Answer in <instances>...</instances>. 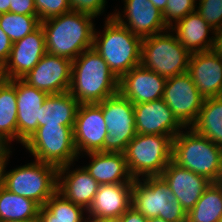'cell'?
Segmentation results:
<instances>
[{"label": "cell", "mask_w": 222, "mask_h": 222, "mask_svg": "<svg viewBox=\"0 0 222 222\" xmlns=\"http://www.w3.org/2000/svg\"><path fill=\"white\" fill-rule=\"evenodd\" d=\"M95 17L70 11L41 21L47 53L73 61L93 47Z\"/></svg>", "instance_id": "cell-1"}, {"label": "cell", "mask_w": 222, "mask_h": 222, "mask_svg": "<svg viewBox=\"0 0 222 222\" xmlns=\"http://www.w3.org/2000/svg\"><path fill=\"white\" fill-rule=\"evenodd\" d=\"M119 80L92 47L72 61L69 92L80 104L100 103L118 93Z\"/></svg>", "instance_id": "cell-2"}, {"label": "cell", "mask_w": 222, "mask_h": 222, "mask_svg": "<svg viewBox=\"0 0 222 222\" xmlns=\"http://www.w3.org/2000/svg\"><path fill=\"white\" fill-rule=\"evenodd\" d=\"M102 31V34L94 31L93 48L119 80L132 68L140 65L142 38L119 24L113 14L106 18Z\"/></svg>", "instance_id": "cell-3"}, {"label": "cell", "mask_w": 222, "mask_h": 222, "mask_svg": "<svg viewBox=\"0 0 222 222\" xmlns=\"http://www.w3.org/2000/svg\"><path fill=\"white\" fill-rule=\"evenodd\" d=\"M172 140V161L180 167L216 182L222 164V147L196 133L191 127Z\"/></svg>", "instance_id": "cell-4"}, {"label": "cell", "mask_w": 222, "mask_h": 222, "mask_svg": "<svg viewBox=\"0 0 222 222\" xmlns=\"http://www.w3.org/2000/svg\"><path fill=\"white\" fill-rule=\"evenodd\" d=\"M170 29L142 39L140 65L170 78L188 72L191 53Z\"/></svg>", "instance_id": "cell-5"}, {"label": "cell", "mask_w": 222, "mask_h": 222, "mask_svg": "<svg viewBox=\"0 0 222 222\" xmlns=\"http://www.w3.org/2000/svg\"><path fill=\"white\" fill-rule=\"evenodd\" d=\"M173 136L136 134L124 152L131 176H160L172 160Z\"/></svg>", "instance_id": "cell-6"}, {"label": "cell", "mask_w": 222, "mask_h": 222, "mask_svg": "<svg viewBox=\"0 0 222 222\" xmlns=\"http://www.w3.org/2000/svg\"><path fill=\"white\" fill-rule=\"evenodd\" d=\"M58 168L40 161H33L5 173L4 188L31 199L40 207L57 191Z\"/></svg>", "instance_id": "cell-7"}, {"label": "cell", "mask_w": 222, "mask_h": 222, "mask_svg": "<svg viewBox=\"0 0 222 222\" xmlns=\"http://www.w3.org/2000/svg\"><path fill=\"white\" fill-rule=\"evenodd\" d=\"M73 127L64 125H43L23 144L36 161L57 168L78 161L73 139ZM78 157V158H77Z\"/></svg>", "instance_id": "cell-8"}, {"label": "cell", "mask_w": 222, "mask_h": 222, "mask_svg": "<svg viewBox=\"0 0 222 222\" xmlns=\"http://www.w3.org/2000/svg\"><path fill=\"white\" fill-rule=\"evenodd\" d=\"M97 104L102 109L108 131L104 152L124 153L136 135L133 103L118 92Z\"/></svg>", "instance_id": "cell-9"}, {"label": "cell", "mask_w": 222, "mask_h": 222, "mask_svg": "<svg viewBox=\"0 0 222 222\" xmlns=\"http://www.w3.org/2000/svg\"><path fill=\"white\" fill-rule=\"evenodd\" d=\"M163 100L184 128L191 127L200 113L204 97L188 72L167 78Z\"/></svg>", "instance_id": "cell-10"}, {"label": "cell", "mask_w": 222, "mask_h": 222, "mask_svg": "<svg viewBox=\"0 0 222 222\" xmlns=\"http://www.w3.org/2000/svg\"><path fill=\"white\" fill-rule=\"evenodd\" d=\"M107 126L101 107L97 103L79 104L73 127V139L79 156L91 152H104Z\"/></svg>", "instance_id": "cell-11"}, {"label": "cell", "mask_w": 222, "mask_h": 222, "mask_svg": "<svg viewBox=\"0 0 222 222\" xmlns=\"http://www.w3.org/2000/svg\"><path fill=\"white\" fill-rule=\"evenodd\" d=\"M46 53L45 34L40 25L13 43L9 58L0 69L1 77L6 80L24 78Z\"/></svg>", "instance_id": "cell-12"}, {"label": "cell", "mask_w": 222, "mask_h": 222, "mask_svg": "<svg viewBox=\"0 0 222 222\" xmlns=\"http://www.w3.org/2000/svg\"><path fill=\"white\" fill-rule=\"evenodd\" d=\"M174 201H177L176 196L161 176L133 180L132 207L146 218L166 220L167 203Z\"/></svg>", "instance_id": "cell-13"}, {"label": "cell", "mask_w": 222, "mask_h": 222, "mask_svg": "<svg viewBox=\"0 0 222 222\" xmlns=\"http://www.w3.org/2000/svg\"><path fill=\"white\" fill-rule=\"evenodd\" d=\"M71 73L70 59L46 53L22 79L30 86L48 94H59L69 91Z\"/></svg>", "instance_id": "cell-14"}, {"label": "cell", "mask_w": 222, "mask_h": 222, "mask_svg": "<svg viewBox=\"0 0 222 222\" xmlns=\"http://www.w3.org/2000/svg\"><path fill=\"white\" fill-rule=\"evenodd\" d=\"M124 14L114 12L113 18L140 38L163 33L170 28L163 13L150 0H124ZM125 17V20L122 18Z\"/></svg>", "instance_id": "cell-15"}, {"label": "cell", "mask_w": 222, "mask_h": 222, "mask_svg": "<svg viewBox=\"0 0 222 222\" xmlns=\"http://www.w3.org/2000/svg\"><path fill=\"white\" fill-rule=\"evenodd\" d=\"M136 134L166 135L175 137L185 129L175 118L163 98L133 104Z\"/></svg>", "instance_id": "cell-16"}, {"label": "cell", "mask_w": 222, "mask_h": 222, "mask_svg": "<svg viewBox=\"0 0 222 222\" xmlns=\"http://www.w3.org/2000/svg\"><path fill=\"white\" fill-rule=\"evenodd\" d=\"M167 78L141 65L119 79L118 92L133 104L163 98Z\"/></svg>", "instance_id": "cell-17"}, {"label": "cell", "mask_w": 222, "mask_h": 222, "mask_svg": "<svg viewBox=\"0 0 222 222\" xmlns=\"http://www.w3.org/2000/svg\"><path fill=\"white\" fill-rule=\"evenodd\" d=\"M49 94L16 79L17 141L22 146L40 127V108Z\"/></svg>", "instance_id": "cell-18"}, {"label": "cell", "mask_w": 222, "mask_h": 222, "mask_svg": "<svg viewBox=\"0 0 222 222\" xmlns=\"http://www.w3.org/2000/svg\"><path fill=\"white\" fill-rule=\"evenodd\" d=\"M160 176L168 184L186 213L194 207L205 189L211 184L206 177L180 167L172 160Z\"/></svg>", "instance_id": "cell-19"}, {"label": "cell", "mask_w": 222, "mask_h": 222, "mask_svg": "<svg viewBox=\"0 0 222 222\" xmlns=\"http://www.w3.org/2000/svg\"><path fill=\"white\" fill-rule=\"evenodd\" d=\"M188 73L204 99L222 96V59L213 50L191 53Z\"/></svg>", "instance_id": "cell-20"}, {"label": "cell", "mask_w": 222, "mask_h": 222, "mask_svg": "<svg viewBox=\"0 0 222 222\" xmlns=\"http://www.w3.org/2000/svg\"><path fill=\"white\" fill-rule=\"evenodd\" d=\"M133 183H115L99 185L91 206L88 208L87 220L117 218L132 206Z\"/></svg>", "instance_id": "cell-21"}, {"label": "cell", "mask_w": 222, "mask_h": 222, "mask_svg": "<svg viewBox=\"0 0 222 222\" xmlns=\"http://www.w3.org/2000/svg\"><path fill=\"white\" fill-rule=\"evenodd\" d=\"M71 165L73 166V164H68L58 168L57 191L66 199L87 211L100 184L84 167L70 170Z\"/></svg>", "instance_id": "cell-22"}, {"label": "cell", "mask_w": 222, "mask_h": 222, "mask_svg": "<svg viewBox=\"0 0 222 222\" xmlns=\"http://www.w3.org/2000/svg\"><path fill=\"white\" fill-rule=\"evenodd\" d=\"M92 160L85 170L100 184L133 183L122 152L87 153Z\"/></svg>", "instance_id": "cell-23"}, {"label": "cell", "mask_w": 222, "mask_h": 222, "mask_svg": "<svg viewBox=\"0 0 222 222\" xmlns=\"http://www.w3.org/2000/svg\"><path fill=\"white\" fill-rule=\"evenodd\" d=\"M179 42L190 52H202L213 49L215 36L208 37L215 30L200 16L197 11L189 13L170 27ZM210 31V32H209Z\"/></svg>", "instance_id": "cell-24"}, {"label": "cell", "mask_w": 222, "mask_h": 222, "mask_svg": "<svg viewBox=\"0 0 222 222\" xmlns=\"http://www.w3.org/2000/svg\"><path fill=\"white\" fill-rule=\"evenodd\" d=\"M79 104L69 91L49 94L40 108V126H74Z\"/></svg>", "instance_id": "cell-25"}, {"label": "cell", "mask_w": 222, "mask_h": 222, "mask_svg": "<svg viewBox=\"0 0 222 222\" xmlns=\"http://www.w3.org/2000/svg\"><path fill=\"white\" fill-rule=\"evenodd\" d=\"M17 141L16 79L0 80V141L3 145Z\"/></svg>", "instance_id": "cell-26"}, {"label": "cell", "mask_w": 222, "mask_h": 222, "mask_svg": "<svg viewBox=\"0 0 222 222\" xmlns=\"http://www.w3.org/2000/svg\"><path fill=\"white\" fill-rule=\"evenodd\" d=\"M191 128L222 147V96L204 99Z\"/></svg>", "instance_id": "cell-27"}, {"label": "cell", "mask_w": 222, "mask_h": 222, "mask_svg": "<svg viewBox=\"0 0 222 222\" xmlns=\"http://www.w3.org/2000/svg\"><path fill=\"white\" fill-rule=\"evenodd\" d=\"M84 212L87 211L83 207L56 191L45 205L40 207L37 222H88Z\"/></svg>", "instance_id": "cell-28"}, {"label": "cell", "mask_w": 222, "mask_h": 222, "mask_svg": "<svg viewBox=\"0 0 222 222\" xmlns=\"http://www.w3.org/2000/svg\"><path fill=\"white\" fill-rule=\"evenodd\" d=\"M40 206L31 199L0 188V221H37Z\"/></svg>", "instance_id": "cell-29"}, {"label": "cell", "mask_w": 222, "mask_h": 222, "mask_svg": "<svg viewBox=\"0 0 222 222\" xmlns=\"http://www.w3.org/2000/svg\"><path fill=\"white\" fill-rule=\"evenodd\" d=\"M221 216L222 188L216 182H211L187 213L186 222H219Z\"/></svg>", "instance_id": "cell-30"}, {"label": "cell", "mask_w": 222, "mask_h": 222, "mask_svg": "<svg viewBox=\"0 0 222 222\" xmlns=\"http://www.w3.org/2000/svg\"><path fill=\"white\" fill-rule=\"evenodd\" d=\"M41 24L37 15H22L16 13L0 14V27L14 43L32 33Z\"/></svg>", "instance_id": "cell-31"}, {"label": "cell", "mask_w": 222, "mask_h": 222, "mask_svg": "<svg viewBox=\"0 0 222 222\" xmlns=\"http://www.w3.org/2000/svg\"><path fill=\"white\" fill-rule=\"evenodd\" d=\"M196 2V0H167L165 11L163 12L166 25L170 28L178 20L196 11Z\"/></svg>", "instance_id": "cell-32"}, {"label": "cell", "mask_w": 222, "mask_h": 222, "mask_svg": "<svg viewBox=\"0 0 222 222\" xmlns=\"http://www.w3.org/2000/svg\"><path fill=\"white\" fill-rule=\"evenodd\" d=\"M196 11L215 32L222 29V0H199Z\"/></svg>", "instance_id": "cell-33"}, {"label": "cell", "mask_w": 222, "mask_h": 222, "mask_svg": "<svg viewBox=\"0 0 222 222\" xmlns=\"http://www.w3.org/2000/svg\"><path fill=\"white\" fill-rule=\"evenodd\" d=\"M40 21L71 11L69 0H34Z\"/></svg>", "instance_id": "cell-34"}, {"label": "cell", "mask_w": 222, "mask_h": 222, "mask_svg": "<svg viewBox=\"0 0 222 222\" xmlns=\"http://www.w3.org/2000/svg\"><path fill=\"white\" fill-rule=\"evenodd\" d=\"M106 0H69L71 11L89 14L93 17L104 12Z\"/></svg>", "instance_id": "cell-35"}, {"label": "cell", "mask_w": 222, "mask_h": 222, "mask_svg": "<svg viewBox=\"0 0 222 222\" xmlns=\"http://www.w3.org/2000/svg\"><path fill=\"white\" fill-rule=\"evenodd\" d=\"M187 213L178 201L168 202L166 209L167 222H186Z\"/></svg>", "instance_id": "cell-36"}, {"label": "cell", "mask_w": 222, "mask_h": 222, "mask_svg": "<svg viewBox=\"0 0 222 222\" xmlns=\"http://www.w3.org/2000/svg\"><path fill=\"white\" fill-rule=\"evenodd\" d=\"M9 12L22 15H37L34 0H11Z\"/></svg>", "instance_id": "cell-37"}, {"label": "cell", "mask_w": 222, "mask_h": 222, "mask_svg": "<svg viewBox=\"0 0 222 222\" xmlns=\"http://www.w3.org/2000/svg\"><path fill=\"white\" fill-rule=\"evenodd\" d=\"M12 46L13 42L0 27V69L8 60Z\"/></svg>", "instance_id": "cell-38"}, {"label": "cell", "mask_w": 222, "mask_h": 222, "mask_svg": "<svg viewBox=\"0 0 222 222\" xmlns=\"http://www.w3.org/2000/svg\"><path fill=\"white\" fill-rule=\"evenodd\" d=\"M10 145H3L0 148V188L4 187L5 182V173H6V165H8V158L10 157L11 149Z\"/></svg>", "instance_id": "cell-39"}, {"label": "cell", "mask_w": 222, "mask_h": 222, "mask_svg": "<svg viewBox=\"0 0 222 222\" xmlns=\"http://www.w3.org/2000/svg\"><path fill=\"white\" fill-rule=\"evenodd\" d=\"M121 222H146L147 218L132 206L120 216Z\"/></svg>", "instance_id": "cell-40"}, {"label": "cell", "mask_w": 222, "mask_h": 222, "mask_svg": "<svg viewBox=\"0 0 222 222\" xmlns=\"http://www.w3.org/2000/svg\"><path fill=\"white\" fill-rule=\"evenodd\" d=\"M213 51L222 59V29L215 33Z\"/></svg>", "instance_id": "cell-41"}, {"label": "cell", "mask_w": 222, "mask_h": 222, "mask_svg": "<svg viewBox=\"0 0 222 222\" xmlns=\"http://www.w3.org/2000/svg\"><path fill=\"white\" fill-rule=\"evenodd\" d=\"M10 3L11 0H0V14L9 12Z\"/></svg>", "instance_id": "cell-42"}, {"label": "cell", "mask_w": 222, "mask_h": 222, "mask_svg": "<svg viewBox=\"0 0 222 222\" xmlns=\"http://www.w3.org/2000/svg\"><path fill=\"white\" fill-rule=\"evenodd\" d=\"M153 5L158 8L162 13L165 11L167 0H150Z\"/></svg>", "instance_id": "cell-43"}, {"label": "cell", "mask_w": 222, "mask_h": 222, "mask_svg": "<svg viewBox=\"0 0 222 222\" xmlns=\"http://www.w3.org/2000/svg\"><path fill=\"white\" fill-rule=\"evenodd\" d=\"M88 222H121L120 217L117 218H106V219H100V220H91Z\"/></svg>", "instance_id": "cell-44"}, {"label": "cell", "mask_w": 222, "mask_h": 222, "mask_svg": "<svg viewBox=\"0 0 222 222\" xmlns=\"http://www.w3.org/2000/svg\"><path fill=\"white\" fill-rule=\"evenodd\" d=\"M146 222H167V221L159 217H152V218H147Z\"/></svg>", "instance_id": "cell-45"}, {"label": "cell", "mask_w": 222, "mask_h": 222, "mask_svg": "<svg viewBox=\"0 0 222 222\" xmlns=\"http://www.w3.org/2000/svg\"><path fill=\"white\" fill-rule=\"evenodd\" d=\"M216 183L222 188V164H221V168H220V174H219V177H218Z\"/></svg>", "instance_id": "cell-46"}, {"label": "cell", "mask_w": 222, "mask_h": 222, "mask_svg": "<svg viewBox=\"0 0 222 222\" xmlns=\"http://www.w3.org/2000/svg\"><path fill=\"white\" fill-rule=\"evenodd\" d=\"M0 222H37V221H21V220H4Z\"/></svg>", "instance_id": "cell-47"}]
</instances>
